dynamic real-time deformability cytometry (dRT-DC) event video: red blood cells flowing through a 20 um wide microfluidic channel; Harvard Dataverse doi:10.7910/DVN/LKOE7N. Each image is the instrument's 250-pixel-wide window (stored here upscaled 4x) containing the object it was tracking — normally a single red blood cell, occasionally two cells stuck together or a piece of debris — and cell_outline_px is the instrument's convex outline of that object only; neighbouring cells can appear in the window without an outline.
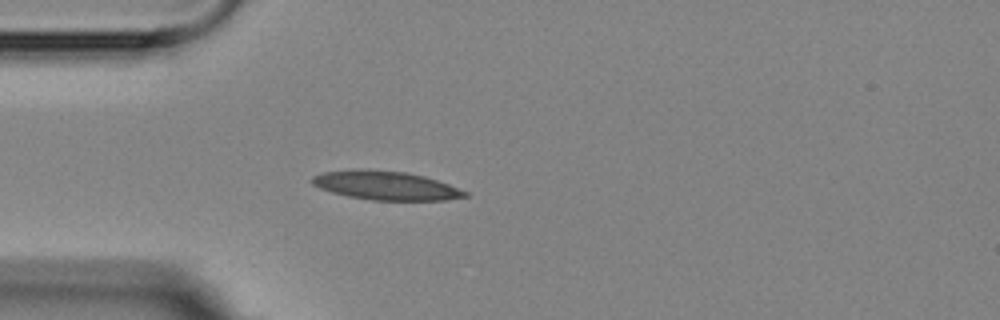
{"species": "Egyptian fruit bat (a non-hibernating species)", "species_latin": "Rousettus aegyptiacus", "temperature_condition": "room temperature", "stored_images_in_passage": 1, "camera_frame_rate_fps": 3000, "um_per_image_px": 0.085, "animal": {"sex": "female"}, "frame": {"image": 1, "passage_image": 1, "time_ms": 0.0, "image_size_px": [1000, 320], "cell_outline_px": [[468, 196], [448, 200], [372, 200], [348, 196], [332, 192], [320, 188], [312, 184], [312, 176], [324, 172], [356, 168], [368, 168], [404, 172], [424, 176], [448, 184], [468, 192]], "centroid_in_image_um": [32.77, 15.75], "position_along_channel_um": 52.2, "area_um2": 25.72}}